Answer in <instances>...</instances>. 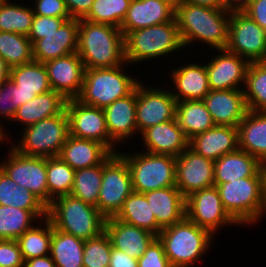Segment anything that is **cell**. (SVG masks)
<instances>
[{
    "instance_id": "obj_1",
    "label": "cell",
    "mask_w": 266,
    "mask_h": 267,
    "mask_svg": "<svg viewBox=\"0 0 266 267\" xmlns=\"http://www.w3.org/2000/svg\"><path fill=\"white\" fill-rule=\"evenodd\" d=\"M230 15L229 8L175 2V19L184 48L191 49L192 43L196 45L199 42L208 45V51L225 49Z\"/></svg>"
},
{
    "instance_id": "obj_2",
    "label": "cell",
    "mask_w": 266,
    "mask_h": 267,
    "mask_svg": "<svg viewBox=\"0 0 266 267\" xmlns=\"http://www.w3.org/2000/svg\"><path fill=\"white\" fill-rule=\"evenodd\" d=\"M77 53L85 69L124 64V34L112 25L78 19Z\"/></svg>"
},
{
    "instance_id": "obj_3",
    "label": "cell",
    "mask_w": 266,
    "mask_h": 267,
    "mask_svg": "<svg viewBox=\"0 0 266 267\" xmlns=\"http://www.w3.org/2000/svg\"><path fill=\"white\" fill-rule=\"evenodd\" d=\"M176 19L159 25L137 29L124 35V56L129 65L143 64L183 52ZM159 58V59H158ZM154 59V60H153Z\"/></svg>"
},
{
    "instance_id": "obj_4",
    "label": "cell",
    "mask_w": 266,
    "mask_h": 267,
    "mask_svg": "<svg viewBox=\"0 0 266 267\" xmlns=\"http://www.w3.org/2000/svg\"><path fill=\"white\" fill-rule=\"evenodd\" d=\"M157 238L172 267H194L208 254L215 236L185 217L182 221L163 228Z\"/></svg>"
},
{
    "instance_id": "obj_5",
    "label": "cell",
    "mask_w": 266,
    "mask_h": 267,
    "mask_svg": "<svg viewBox=\"0 0 266 267\" xmlns=\"http://www.w3.org/2000/svg\"><path fill=\"white\" fill-rule=\"evenodd\" d=\"M47 218L56 229L83 240L105 231L106 217L97 207L71 194L53 199L47 207Z\"/></svg>"
},
{
    "instance_id": "obj_6",
    "label": "cell",
    "mask_w": 266,
    "mask_h": 267,
    "mask_svg": "<svg viewBox=\"0 0 266 267\" xmlns=\"http://www.w3.org/2000/svg\"><path fill=\"white\" fill-rule=\"evenodd\" d=\"M127 66L130 65L125 62L111 68L85 69L82 90L77 99L84 104L104 108L129 95L142 79L129 75Z\"/></svg>"
},
{
    "instance_id": "obj_7",
    "label": "cell",
    "mask_w": 266,
    "mask_h": 267,
    "mask_svg": "<svg viewBox=\"0 0 266 267\" xmlns=\"http://www.w3.org/2000/svg\"><path fill=\"white\" fill-rule=\"evenodd\" d=\"M216 187L224 209L240 226H254L264 219L263 177H245Z\"/></svg>"
},
{
    "instance_id": "obj_8",
    "label": "cell",
    "mask_w": 266,
    "mask_h": 267,
    "mask_svg": "<svg viewBox=\"0 0 266 267\" xmlns=\"http://www.w3.org/2000/svg\"><path fill=\"white\" fill-rule=\"evenodd\" d=\"M20 131L19 140L14 141V144L10 141L9 147L12 145L20 154L28 156L44 158L59 156L69 136L67 113L64 110L61 114L42 119Z\"/></svg>"
},
{
    "instance_id": "obj_9",
    "label": "cell",
    "mask_w": 266,
    "mask_h": 267,
    "mask_svg": "<svg viewBox=\"0 0 266 267\" xmlns=\"http://www.w3.org/2000/svg\"><path fill=\"white\" fill-rule=\"evenodd\" d=\"M137 151V152H134ZM118 151L130 169L133 191L145 193L175 186L176 157L143 150Z\"/></svg>"
},
{
    "instance_id": "obj_10",
    "label": "cell",
    "mask_w": 266,
    "mask_h": 267,
    "mask_svg": "<svg viewBox=\"0 0 266 267\" xmlns=\"http://www.w3.org/2000/svg\"><path fill=\"white\" fill-rule=\"evenodd\" d=\"M132 192V178L128 164L118 153H112L102 163V183L97 209L106 218L115 216Z\"/></svg>"
},
{
    "instance_id": "obj_11",
    "label": "cell",
    "mask_w": 266,
    "mask_h": 267,
    "mask_svg": "<svg viewBox=\"0 0 266 267\" xmlns=\"http://www.w3.org/2000/svg\"><path fill=\"white\" fill-rule=\"evenodd\" d=\"M225 49L248 62L266 61V31L242 11H231Z\"/></svg>"
},
{
    "instance_id": "obj_12",
    "label": "cell",
    "mask_w": 266,
    "mask_h": 267,
    "mask_svg": "<svg viewBox=\"0 0 266 267\" xmlns=\"http://www.w3.org/2000/svg\"><path fill=\"white\" fill-rule=\"evenodd\" d=\"M0 167L18 186L26 188L48 207L46 158L20 154L12 146Z\"/></svg>"
},
{
    "instance_id": "obj_13",
    "label": "cell",
    "mask_w": 266,
    "mask_h": 267,
    "mask_svg": "<svg viewBox=\"0 0 266 267\" xmlns=\"http://www.w3.org/2000/svg\"><path fill=\"white\" fill-rule=\"evenodd\" d=\"M186 218L216 235L225 226H240L224 209L216 186L194 191L186 197Z\"/></svg>"
},
{
    "instance_id": "obj_14",
    "label": "cell",
    "mask_w": 266,
    "mask_h": 267,
    "mask_svg": "<svg viewBox=\"0 0 266 267\" xmlns=\"http://www.w3.org/2000/svg\"><path fill=\"white\" fill-rule=\"evenodd\" d=\"M65 111L68 116L69 135L98 141L112 153H118L117 144L109 136L103 108L84 104L74 98L67 100Z\"/></svg>"
},
{
    "instance_id": "obj_15",
    "label": "cell",
    "mask_w": 266,
    "mask_h": 267,
    "mask_svg": "<svg viewBox=\"0 0 266 267\" xmlns=\"http://www.w3.org/2000/svg\"><path fill=\"white\" fill-rule=\"evenodd\" d=\"M176 104L170 89L144 85L140 81L136 86V125L139 135L148 127L173 120Z\"/></svg>"
},
{
    "instance_id": "obj_16",
    "label": "cell",
    "mask_w": 266,
    "mask_h": 267,
    "mask_svg": "<svg viewBox=\"0 0 266 267\" xmlns=\"http://www.w3.org/2000/svg\"><path fill=\"white\" fill-rule=\"evenodd\" d=\"M175 186L185 198L194 191L214 186V161L188 147L176 157Z\"/></svg>"
},
{
    "instance_id": "obj_17",
    "label": "cell",
    "mask_w": 266,
    "mask_h": 267,
    "mask_svg": "<svg viewBox=\"0 0 266 267\" xmlns=\"http://www.w3.org/2000/svg\"><path fill=\"white\" fill-rule=\"evenodd\" d=\"M215 51L205 62L210 90H243L249 62L226 49Z\"/></svg>"
},
{
    "instance_id": "obj_18",
    "label": "cell",
    "mask_w": 266,
    "mask_h": 267,
    "mask_svg": "<svg viewBox=\"0 0 266 267\" xmlns=\"http://www.w3.org/2000/svg\"><path fill=\"white\" fill-rule=\"evenodd\" d=\"M50 86L67 100L77 98L82 90L85 67L77 52L44 63Z\"/></svg>"
},
{
    "instance_id": "obj_19",
    "label": "cell",
    "mask_w": 266,
    "mask_h": 267,
    "mask_svg": "<svg viewBox=\"0 0 266 267\" xmlns=\"http://www.w3.org/2000/svg\"><path fill=\"white\" fill-rule=\"evenodd\" d=\"M180 66L170 70L169 83L172 96L177 102L182 100H203L204 97L210 92L208 73L206 64L204 62H187L182 61ZM184 64V65H183ZM173 85V86H172Z\"/></svg>"
},
{
    "instance_id": "obj_20",
    "label": "cell",
    "mask_w": 266,
    "mask_h": 267,
    "mask_svg": "<svg viewBox=\"0 0 266 267\" xmlns=\"http://www.w3.org/2000/svg\"><path fill=\"white\" fill-rule=\"evenodd\" d=\"M175 18V0H131L121 31L128 32L171 22Z\"/></svg>"
},
{
    "instance_id": "obj_21",
    "label": "cell",
    "mask_w": 266,
    "mask_h": 267,
    "mask_svg": "<svg viewBox=\"0 0 266 267\" xmlns=\"http://www.w3.org/2000/svg\"><path fill=\"white\" fill-rule=\"evenodd\" d=\"M110 138L121 146L138 136L136 125V88L127 96L103 108ZM134 136V138H133ZM132 137V138H131Z\"/></svg>"
},
{
    "instance_id": "obj_22",
    "label": "cell",
    "mask_w": 266,
    "mask_h": 267,
    "mask_svg": "<svg viewBox=\"0 0 266 267\" xmlns=\"http://www.w3.org/2000/svg\"><path fill=\"white\" fill-rule=\"evenodd\" d=\"M143 151L177 157L189 147V139L175 119L148 127L140 135Z\"/></svg>"
},
{
    "instance_id": "obj_23",
    "label": "cell",
    "mask_w": 266,
    "mask_h": 267,
    "mask_svg": "<svg viewBox=\"0 0 266 267\" xmlns=\"http://www.w3.org/2000/svg\"><path fill=\"white\" fill-rule=\"evenodd\" d=\"M203 101L215 125L237 128L248 111L243 90H210Z\"/></svg>"
},
{
    "instance_id": "obj_24",
    "label": "cell",
    "mask_w": 266,
    "mask_h": 267,
    "mask_svg": "<svg viewBox=\"0 0 266 267\" xmlns=\"http://www.w3.org/2000/svg\"><path fill=\"white\" fill-rule=\"evenodd\" d=\"M78 19L66 20L60 28L32 44L34 61H47L77 52Z\"/></svg>"
},
{
    "instance_id": "obj_25",
    "label": "cell",
    "mask_w": 266,
    "mask_h": 267,
    "mask_svg": "<svg viewBox=\"0 0 266 267\" xmlns=\"http://www.w3.org/2000/svg\"><path fill=\"white\" fill-rule=\"evenodd\" d=\"M105 232L108 234L113 248L123 251L137 260L157 238L153 233L127 224L114 216L106 218Z\"/></svg>"
},
{
    "instance_id": "obj_26",
    "label": "cell",
    "mask_w": 266,
    "mask_h": 267,
    "mask_svg": "<svg viewBox=\"0 0 266 267\" xmlns=\"http://www.w3.org/2000/svg\"><path fill=\"white\" fill-rule=\"evenodd\" d=\"M189 148L205 158L218 160L224 154L239 149L238 128L215 125L192 137L189 140Z\"/></svg>"
},
{
    "instance_id": "obj_27",
    "label": "cell",
    "mask_w": 266,
    "mask_h": 267,
    "mask_svg": "<svg viewBox=\"0 0 266 267\" xmlns=\"http://www.w3.org/2000/svg\"><path fill=\"white\" fill-rule=\"evenodd\" d=\"M155 215L157 224L163 229L182 221L186 217V198L176 186L143 193Z\"/></svg>"
},
{
    "instance_id": "obj_28",
    "label": "cell",
    "mask_w": 266,
    "mask_h": 267,
    "mask_svg": "<svg viewBox=\"0 0 266 267\" xmlns=\"http://www.w3.org/2000/svg\"><path fill=\"white\" fill-rule=\"evenodd\" d=\"M111 154L112 152L98 141L69 135L59 157L76 171L100 165Z\"/></svg>"
},
{
    "instance_id": "obj_29",
    "label": "cell",
    "mask_w": 266,
    "mask_h": 267,
    "mask_svg": "<svg viewBox=\"0 0 266 267\" xmlns=\"http://www.w3.org/2000/svg\"><path fill=\"white\" fill-rule=\"evenodd\" d=\"M262 163L243 150L224 154L214 161V186L245 177H262Z\"/></svg>"
},
{
    "instance_id": "obj_30",
    "label": "cell",
    "mask_w": 266,
    "mask_h": 267,
    "mask_svg": "<svg viewBox=\"0 0 266 267\" xmlns=\"http://www.w3.org/2000/svg\"><path fill=\"white\" fill-rule=\"evenodd\" d=\"M10 79L18 87L19 107L52 90L44 63L32 61L10 68Z\"/></svg>"
},
{
    "instance_id": "obj_31",
    "label": "cell",
    "mask_w": 266,
    "mask_h": 267,
    "mask_svg": "<svg viewBox=\"0 0 266 267\" xmlns=\"http://www.w3.org/2000/svg\"><path fill=\"white\" fill-rule=\"evenodd\" d=\"M66 102L67 99L62 94L50 90L18 107L12 122L18 125L22 123L20 127L23 129L42 119L61 114L66 108Z\"/></svg>"
},
{
    "instance_id": "obj_32",
    "label": "cell",
    "mask_w": 266,
    "mask_h": 267,
    "mask_svg": "<svg viewBox=\"0 0 266 267\" xmlns=\"http://www.w3.org/2000/svg\"><path fill=\"white\" fill-rule=\"evenodd\" d=\"M239 149L266 162V111H247L238 125Z\"/></svg>"
},
{
    "instance_id": "obj_33",
    "label": "cell",
    "mask_w": 266,
    "mask_h": 267,
    "mask_svg": "<svg viewBox=\"0 0 266 267\" xmlns=\"http://www.w3.org/2000/svg\"><path fill=\"white\" fill-rule=\"evenodd\" d=\"M0 205L29 210L39 220L47 217V206L31 191L18 186L1 167Z\"/></svg>"
},
{
    "instance_id": "obj_34",
    "label": "cell",
    "mask_w": 266,
    "mask_h": 267,
    "mask_svg": "<svg viewBox=\"0 0 266 267\" xmlns=\"http://www.w3.org/2000/svg\"><path fill=\"white\" fill-rule=\"evenodd\" d=\"M174 119L189 140L215 126L203 100L177 102Z\"/></svg>"
},
{
    "instance_id": "obj_35",
    "label": "cell",
    "mask_w": 266,
    "mask_h": 267,
    "mask_svg": "<svg viewBox=\"0 0 266 267\" xmlns=\"http://www.w3.org/2000/svg\"><path fill=\"white\" fill-rule=\"evenodd\" d=\"M115 218L158 235L162 228L157 224L154 213L143 193L133 191L124 201Z\"/></svg>"
},
{
    "instance_id": "obj_36",
    "label": "cell",
    "mask_w": 266,
    "mask_h": 267,
    "mask_svg": "<svg viewBox=\"0 0 266 267\" xmlns=\"http://www.w3.org/2000/svg\"><path fill=\"white\" fill-rule=\"evenodd\" d=\"M85 240L64 233L52 225L50 256L56 267H83Z\"/></svg>"
},
{
    "instance_id": "obj_37",
    "label": "cell",
    "mask_w": 266,
    "mask_h": 267,
    "mask_svg": "<svg viewBox=\"0 0 266 267\" xmlns=\"http://www.w3.org/2000/svg\"><path fill=\"white\" fill-rule=\"evenodd\" d=\"M51 240L52 223L47 217L16 239L24 261L50 255Z\"/></svg>"
},
{
    "instance_id": "obj_38",
    "label": "cell",
    "mask_w": 266,
    "mask_h": 267,
    "mask_svg": "<svg viewBox=\"0 0 266 267\" xmlns=\"http://www.w3.org/2000/svg\"><path fill=\"white\" fill-rule=\"evenodd\" d=\"M21 2L0 0V31L28 36L35 14L30 2L29 5Z\"/></svg>"
},
{
    "instance_id": "obj_39",
    "label": "cell",
    "mask_w": 266,
    "mask_h": 267,
    "mask_svg": "<svg viewBox=\"0 0 266 267\" xmlns=\"http://www.w3.org/2000/svg\"><path fill=\"white\" fill-rule=\"evenodd\" d=\"M243 91L249 111H266V61L249 62Z\"/></svg>"
},
{
    "instance_id": "obj_40",
    "label": "cell",
    "mask_w": 266,
    "mask_h": 267,
    "mask_svg": "<svg viewBox=\"0 0 266 267\" xmlns=\"http://www.w3.org/2000/svg\"><path fill=\"white\" fill-rule=\"evenodd\" d=\"M46 173L48 186V206L52 200L63 195H69L75 170L59 156L46 158Z\"/></svg>"
},
{
    "instance_id": "obj_41",
    "label": "cell",
    "mask_w": 266,
    "mask_h": 267,
    "mask_svg": "<svg viewBox=\"0 0 266 267\" xmlns=\"http://www.w3.org/2000/svg\"><path fill=\"white\" fill-rule=\"evenodd\" d=\"M0 56L10 68L34 61L32 43L20 33L0 31Z\"/></svg>"
},
{
    "instance_id": "obj_42",
    "label": "cell",
    "mask_w": 266,
    "mask_h": 267,
    "mask_svg": "<svg viewBox=\"0 0 266 267\" xmlns=\"http://www.w3.org/2000/svg\"><path fill=\"white\" fill-rule=\"evenodd\" d=\"M39 221L29 210L0 205V240H16Z\"/></svg>"
},
{
    "instance_id": "obj_43",
    "label": "cell",
    "mask_w": 266,
    "mask_h": 267,
    "mask_svg": "<svg viewBox=\"0 0 266 267\" xmlns=\"http://www.w3.org/2000/svg\"><path fill=\"white\" fill-rule=\"evenodd\" d=\"M101 183L102 164L76 170L70 194L96 207Z\"/></svg>"
},
{
    "instance_id": "obj_44",
    "label": "cell",
    "mask_w": 266,
    "mask_h": 267,
    "mask_svg": "<svg viewBox=\"0 0 266 267\" xmlns=\"http://www.w3.org/2000/svg\"><path fill=\"white\" fill-rule=\"evenodd\" d=\"M130 2L131 0H94L89 12L82 19L120 28Z\"/></svg>"
},
{
    "instance_id": "obj_45",
    "label": "cell",
    "mask_w": 266,
    "mask_h": 267,
    "mask_svg": "<svg viewBox=\"0 0 266 267\" xmlns=\"http://www.w3.org/2000/svg\"><path fill=\"white\" fill-rule=\"evenodd\" d=\"M112 243L104 231L99 236L85 240L83 267H109Z\"/></svg>"
},
{
    "instance_id": "obj_46",
    "label": "cell",
    "mask_w": 266,
    "mask_h": 267,
    "mask_svg": "<svg viewBox=\"0 0 266 267\" xmlns=\"http://www.w3.org/2000/svg\"><path fill=\"white\" fill-rule=\"evenodd\" d=\"M18 107V87L8 78L0 86V121L3 122L2 119L12 121Z\"/></svg>"
},
{
    "instance_id": "obj_47",
    "label": "cell",
    "mask_w": 266,
    "mask_h": 267,
    "mask_svg": "<svg viewBox=\"0 0 266 267\" xmlns=\"http://www.w3.org/2000/svg\"><path fill=\"white\" fill-rule=\"evenodd\" d=\"M71 18H58L35 15L28 38L33 44L36 40L43 39L45 35L56 32L60 26Z\"/></svg>"
},
{
    "instance_id": "obj_48",
    "label": "cell",
    "mask_w": 266,
    "mask_h": 267,
    "mask_svg": "<svg viewBox=\"0 0 266 267\" xmlns=\"http://www.w3.org/2000/svg\"><path fill=\"white\" fill-rule=\"evenodd\" d=\"M138 267H172L158 238L149 245L138 259Z\"/></svg>"
},
{
    "instance_id": "obj_49",
    "label": "cell",
    "mask_w": 266,
    "mask_h": 267,
    "mask_svg": "<svg viewBox=\"0 0 266 267\" xmlns=\"http://www.w3.org/2000/svg\"><path fill=\"white\" fill-rule=\"evenodd\" d=\"M30 4L35 15L71 18L64 0H33Z\"/></svg>"
},
{
    "instance_id": "obj_50",
    "label": "cell",
    "mask_w": 266,
    "mask_h": 267,
    "mask_svg": "<svg viewBox=\"0 0 266 267\" xmlns=\"http://www.w3.org/2000/svg\"><path fill=\"white\" fill-rule=\"evenodd\" d=\"M0 266L24 267V260L16 240H0Z\"/></svg>"
},
{
    "instance_id": "obj_51",
    "label": "cell",
    "mask_w": 266,
    "mask_h": 267,
    "mask_svg": "<svg viewBox=\"0 0 266 267\" xmlns=\"http://www.w3.org/2000/svg\"><path fill=\"white\" fill-rule=\"evenodd\" d=\"M242 12L266 31V0H254Z\"/></svg>"
},
{
    "instance_id": "obj_52",
    "label": "cell",
    "mask_w": 266,
    "mask_h": 267,
    "mask_svg": "<svg viewBox=\"0 0 266 267\" xmlns=\"http://www.w3.org/2000/svg\"><path fill=\"white\" fill-rule=\"evenodd\" d=\"M71 18L81 19L90 10L94 0H64Z\"/></svg>"
},
{
    "instance_id": "obj_53",
    "label": "cell",
    "mask_w": 266,
    "mask_h": 267,
    "mask_svg": "<svg viewBox=\"0 0 266 267\" xmlns=\"http://www.w3.org/2000/svg\"><path fill=\"white\" fill-rule=\"evenodd\" d=\"M109 267H138V260L112 247Z\"/></svg>"
},
{
    "instance_id": "obj_54",
    "label": "cell",
    "mask_w": 266,
    "mask_h": 267,
    "mask_svg": "<svg viewBox=\"0 0 266 267\" xmlns=\"http://www.w3.org/2000/svg\"><path fill=\"white\" fill-rule=\"evenodd\" d=\"M175 2L202 5L211 8H229L228 0H175Z\"/></svg>"
},
{
    "instance_id": "obj_55",
    "label": "cell",
    "mask_w": 266,
    "mask_h": 267,
    "mask_svg": "<svg viewBox=\"0 0 266 267\" xmlns=\"http://www.w3.org/2000/svg\"><path fill=\"white\" fill-rule=\"evenodd\" d=\"M24 267H56V265L50 255H45L24 261Z\"/></svg>"
},
{
    "instance_id": "obj_56",
    "label": "cell",
    "mask_w": 266,
    "mask_h": 267,
    "mask_svg": "<svg viewBox=\"0 0 266 267\" xmlns=\"http://www.w3.org/2000/svg\"><path fill=\"white\" fill-rule=\"evenodd\" d=\"M254 0H228V6L231 11H242Z\"/></svg>"
},
{
    "instance_id": "obj_57",
    "label": "cell",
    "mask_w": 266,
    "mask_h": 267,
    "mask_svg": "<svg viewBox=\"0 0 266 267\" xmlns=\"http://www.w3.org/2000/svg\"><path fill=\"white\" fill-rule=\"evenodd\" d=\"M10 78V67L6 61L0 56V86Z\"/></svg>"
},
{
    "instance_id": "obj_58",
    "label": "cell",
    "mask_w": 266,
    "mask_h": 267,
    "mask_svg": "<svg viewBox=\"0 0 266 267\" xmlns=\"http://www.w3.org/2000/svg\"><path fill=\"white\" fill-rule=\"evenodd\" d=\"M5 128L8 130L6 124H4V122H1L0 121V144H2V145H4L5 142H6V144L7 143L9 144V141L14 139V138H12V136L9 135L10 134L9 133V130L8 131H5ZM10 137L12 139H10Z\"/></svg>"
}]
</instances>
